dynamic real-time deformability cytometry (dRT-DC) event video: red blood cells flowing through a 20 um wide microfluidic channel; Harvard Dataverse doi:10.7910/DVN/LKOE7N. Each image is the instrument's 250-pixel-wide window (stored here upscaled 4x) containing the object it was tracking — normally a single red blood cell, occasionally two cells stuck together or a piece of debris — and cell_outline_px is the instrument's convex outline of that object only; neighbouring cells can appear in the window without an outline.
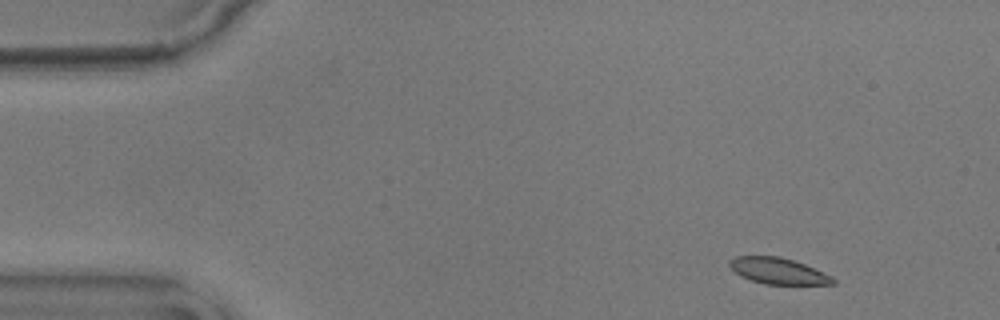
{"species": "common noctule bat (a hibernating species)", "species_latin": "Nyctalus noctula", "temperature_condition": "warm", "stored_images_in_passage": 51, "camera_frame_rate_fps": 3000, "um_per_image_px": 0.085, "animal": {"sex": "male", "body_mass_g": 17.9}, "frame": {"image": 1, "passage_image": 1, "time_ms": 0.0, "image_size_px": [1000, 320], "cell_outline_px": [[836, 284], [764, 284], [740, 276], [728, 264], [728, 260], [736, 256], [780, 256], [804, 264], [832, 276], [836, 280]], "centroid_in_image_um": [66.14, 23.03], "position_along_channel_um": 18.9, "area_um2": 15.66}}
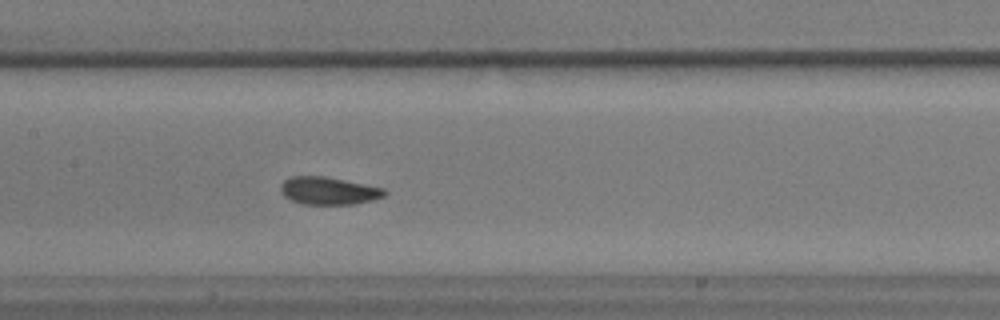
{"frame": {"image": 2, "passage_image": 22, "time_ms": 7.0, "image_size_px": [1000, 320], "cell_outline_px": [[388, 192], [384, 196], [372, 200], [352, 204], [304, 204], [292, 200], [284, 196], [280, 192], [280, 184], [284, 180], [292, 176], [324, 176], [384, 188]], "centroid_in_image_um": [27.91, 16.21], "position_along_channel_um": 179.5, "area_um2": 16.65}}
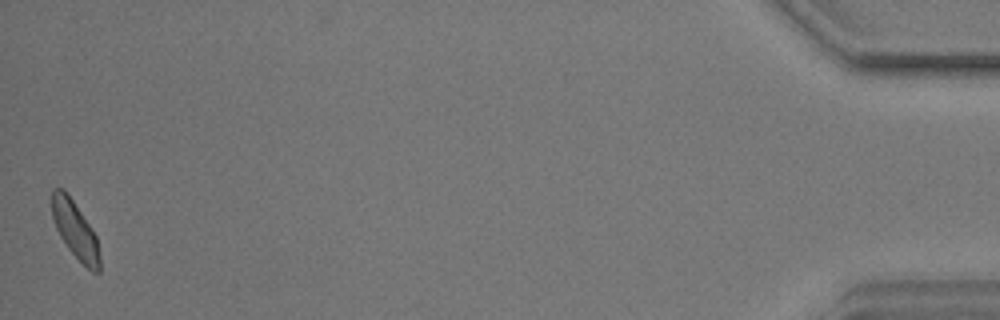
{"frame": {"image": 3, "passage_image": 51, "time_ms": 16.667, "image_size_px": [1000, 320], "cell_outline_px": [[100, 272], [92, 272], [68, 248], [60, 236], [56, 228], [52, 216], [52, 188], [64, 188], [92, 228], [96, 236], [100, 256]], "centroid_in_image_um": [6.39, 19.53], "position_along_channel_um": 428.8, "area_um2": 15.72}, "authors_computed_cell_mechanics": {"area_um2": 16.6464, "velocity_mm_per_s": 3.552, "shape_relaxation_time_tau1_ms": 8.9296, "shape_relaxation_time_tau2_ms": 7.974, "deformation_change_tau1": 0.1648, "deformation_change_tau2": 0.0975}}